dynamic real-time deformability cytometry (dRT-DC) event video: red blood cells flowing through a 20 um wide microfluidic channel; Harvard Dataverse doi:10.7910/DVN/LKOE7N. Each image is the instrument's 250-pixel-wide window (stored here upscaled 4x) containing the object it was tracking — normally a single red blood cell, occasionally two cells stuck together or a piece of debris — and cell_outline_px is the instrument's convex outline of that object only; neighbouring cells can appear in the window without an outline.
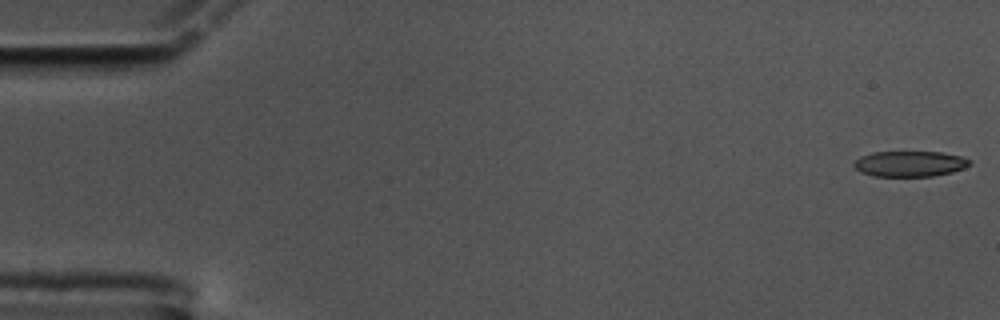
{"species": "common noctule bat (a hibernating species)", "species_latin": "Nyctalus noctula", "temperature_condition": "cold", "stored_images_in_passage": 58, "camera_frame_rate_fps": 3000, "um_per_image_px": 0.085, "animal": {"sex": "male", "body_mass_g": 17.5, "forearm_length_mm": 52.3}, "frame": {"image": 1, "passage_image": 1, "time_ms": 0.0, "image_size_px": [1000, 320], "cell_outline_px": [[972, 164], [964, 168], [952, 172], [932, 176], [872, 176], [860, 172], [852, 164], [860, 156], [872, 152], [940, 152], [960, 156], [972, 160]], "centroid_in_image_um": [77.33, 13.92], "position_along_channel_um": 7.7, "area_um2": 17.34}}
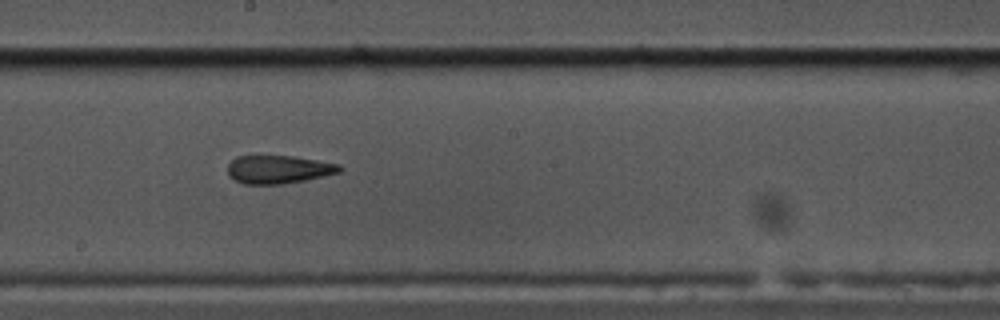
{"frame": {"image": 2, "passage_image": 32, "time_ms": 10.333, "image_size_px": [1000, 320], "cell_outline_px": [[344, 168], [340, 172], [304, 180], [280, 184], [244, 184], [228, 176], [228, 164], [236, 156], [292, 156], [340, 164]], "centroid_in_image_um": [23.66, 14.4], "position_along_channel_um": 224.5, "area_um2": 18.26}}
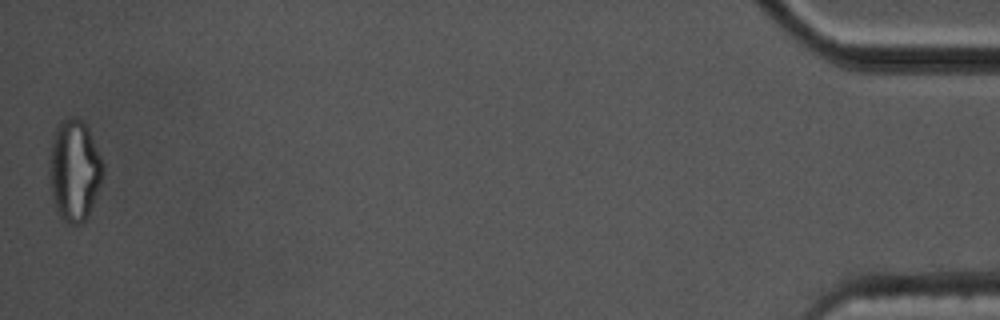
{"frame": {"image": 3, "passage_image": 58, "time_ms": 19.0, "image_size_px": [1000, 320], "cell_outline_px": [[104, 172], [100, 184], [88, 216], [80, 224], [68, 224], [56, 212], [52, 200], [48, 176], [48, 164], [52, 144], [56, 128], [60, 120], [72, 116], [84, 120], [88, 128], [104, 164]], "centroid_in_image_um": [6.3, 14.48], "position_along_channel_um": 428.9, "area_um2": 32.02}, "authors_computed_cell_mechanics": {"area_um2": 18.8428, "velocity_mm_per_s": 3.4468, "shape_relaxation_time_tau1_ms": null, "shape_relaxation_time_tau2_ms": 3.47, "deformation_change_tau1": null, "deformation_change_tau2": 0.1335}}